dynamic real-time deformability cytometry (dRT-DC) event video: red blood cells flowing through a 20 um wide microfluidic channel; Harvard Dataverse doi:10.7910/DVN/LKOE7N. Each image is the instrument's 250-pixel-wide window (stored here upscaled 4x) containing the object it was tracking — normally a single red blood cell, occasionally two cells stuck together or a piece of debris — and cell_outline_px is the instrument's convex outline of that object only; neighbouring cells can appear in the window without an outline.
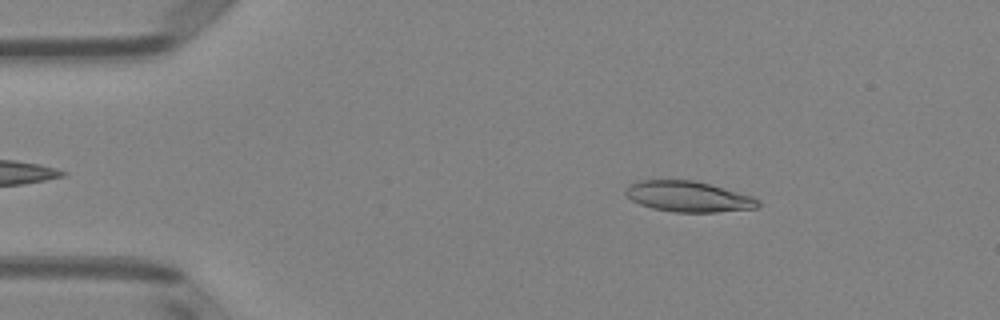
{"species": "Egyptian fruit bat (a non-hibernating species)", "species_latin": "Rousettus aegyptiacus", "temperature_condition": "room temperature", "stored_images_in_passage": 48, "camera_frame_rate_fps": 3000, "um_per_image_px": 0.085, "animal": {"sex": "female"}, "frame": {"image": 1, "passage_image": 6, "time_ms": 1.667, "image_size_px": [1000, 320], "cell_outline_px": [[760, 204], [756, 208], [716, 212], [676, 212], [652, 208], [640, 204], [632, 200], [624, 192], [628, 184], [640, 180], [692, 180], [708, 184], [752, 196], [760, 200]], "centroid_in_image_um": [58.49, 16.71], "position_along_channel_um": 26.5, "area_um2": 23.47}}
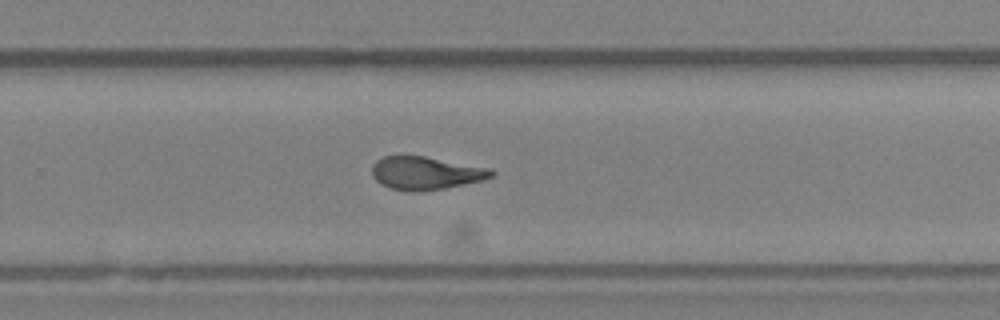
{"frame": {"image": 2, "passage_image": 31, "time_ms": 10.0, "image_size_px": [1000, 320], "cell_outline_px": [[496, 172], [492, 176], [484, 180], [444, 188], [412, 192], [408, 192], [388, 188], [380, 184], [372, 176], [372, 164], [376, 160], [384, 156], [424, 156], [492, 168]], "centroid_in_image_um": [36.18, 14.71], "position_along_channel_um": 293.6, "area_um2": 23.18}}
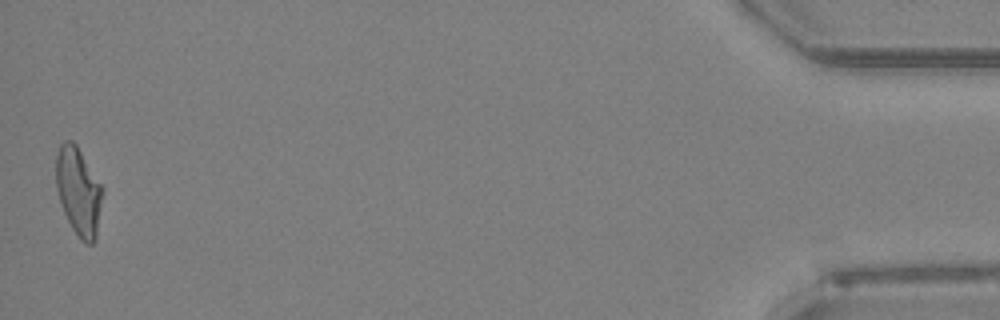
{"frame": {"image": 3, "passage_image": 48, "time_ms": 15.667, "image_size_px": [1000, 320], "cell_outline_px": [[104, 188], [96, 240], [92, 244], [84, 244], [80, 240], [72, 228], [64, 212], [56, 188], [56, 156], [60, 144], [64, 140], [72, 140], [76, 144]], "centroid_in_image_um": [6.69, 16.28], "position_along_channel_um": 428.5, "area_um2": 24.04}, "authors_computed_cell_mechanics": {"area_um2": 23.4668, "velocity_mm_per_s": 3.9951, "shape_relaxation_time_tau1_ms": null, "shape_relaxation_time_tau2_ms": 2.0737, "deformation_change_tau1": null, "deformation_change_tau2": 0.097}}